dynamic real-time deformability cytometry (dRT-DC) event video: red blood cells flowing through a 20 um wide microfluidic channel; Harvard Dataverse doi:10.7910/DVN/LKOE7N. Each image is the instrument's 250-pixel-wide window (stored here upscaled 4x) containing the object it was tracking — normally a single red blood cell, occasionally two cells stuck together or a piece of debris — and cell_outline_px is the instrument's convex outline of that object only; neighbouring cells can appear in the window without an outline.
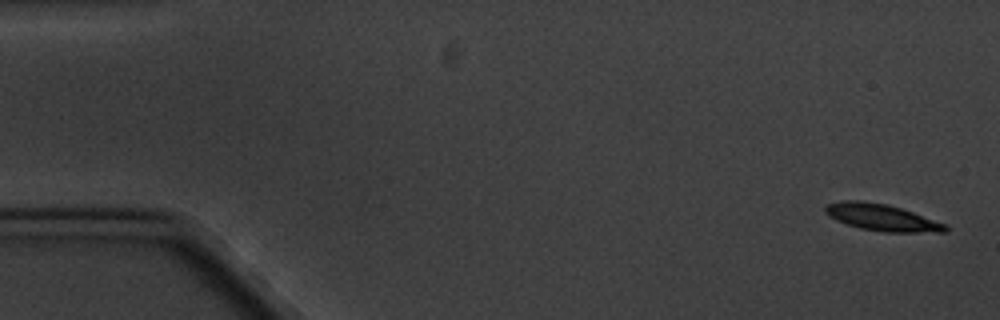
{"species": "common noctule bat (a hibernating species)", "species_latin": "Nyctalus noctula", "temperature_condition": "cold", "stored_images_in_passage": 4, "camera_frame_rate_fps": 3000, "um_per_image_px": 0.085, "animal": {"sex": "male", "body_mass_g": 20.1, "forearm_length_mm": 53.5}, "frame": {"image": 1, "passage_image": 1, "time_ms": 0.0, "image_size_px": [1000, 320], "cell_outline_px": [[948, 232], [884, 232], [860, 228], [836, 220], [824, 212], [824, 208], [828, 204], [844, 200], [860, 200], [888, 204], [912, 212], [944, 224], [948, 228]], "centroid_in_image_um": [74.92, 18.48], "position_along_channel_um": 10.1, "area_um2": 18.44}}